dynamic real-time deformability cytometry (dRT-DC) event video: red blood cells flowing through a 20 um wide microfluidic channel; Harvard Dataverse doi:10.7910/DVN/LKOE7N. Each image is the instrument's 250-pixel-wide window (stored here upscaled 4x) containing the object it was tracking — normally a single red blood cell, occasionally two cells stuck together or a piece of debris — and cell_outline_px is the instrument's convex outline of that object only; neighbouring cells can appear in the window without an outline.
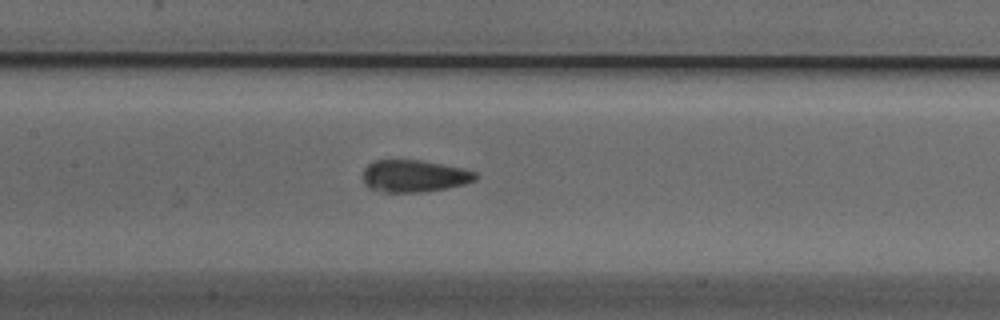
{"species": "Egyptian fruit bat (a non-hibernating species)", "species_latin": "Rousettus aegyptiacus", "temperature_condition": "cold", "stored_images_in_passage": 38, "camera_frame_rate_fps": 3000, "um_per_image_px": 0.085, "animal": {"sex": "male"}, "frame": {"image": 1, "passage_image": 19, "time_ms": 6.0, "image_size_px": [1000, 320], "cell_outline_px": [[480, 176], [476, 180], [464, 184], [424, 192], [380, 192], [368, 188], [364, 184], [364, 168], [368, 164], [376, 160], [420, 160], [460, 168], [476, 172]], "centroid_in_image_um": [35.19, 14.97], "position_along_channel_um": 172.2, "area_um2": 21.04}}
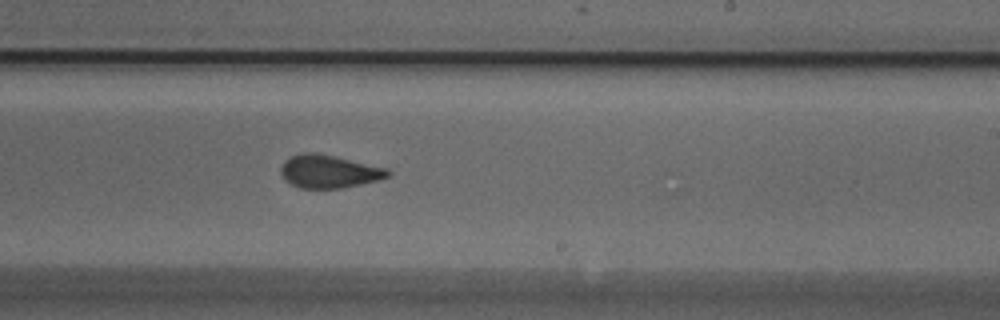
{"frame": {"image": 2, "passage_image": 26, "time_ms": 8.333, "image_size_px": [1000, 320], "cell_outline_px": [[392, 172], [388, 176], [376, 180], [360, 184], [340, 188], [300, 188], [284, 180], [280, 172], [280, 168], [284, 160], [292, 156], [304, 152], [312, 152], [332, 156], [388, 168]], "centroid_in_image_um": [27.93, 14.57], "position_along_channel_um": 261.1, "area_um2": 20.35}}
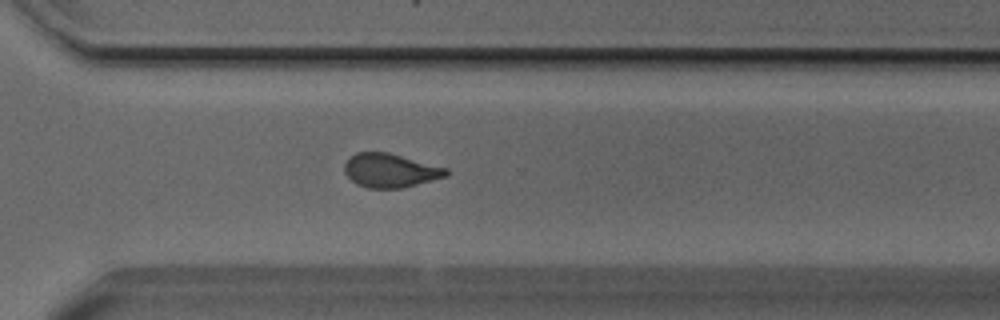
{"frame": {"image": 3, "passage_image": 32, "time_ms": 10.333, "image_size_px": [1000, 320], "cell_outline_px": [[448, 176], [404, 188], [368, 188], [356, 184], [344, 172], [344, 164], [356, 152], [388, 152], [448, 168]], "centroid_in_image_um": [33.19, 14.5], "position_along_channel_um": 337.4, "area_um2": 20.11}}